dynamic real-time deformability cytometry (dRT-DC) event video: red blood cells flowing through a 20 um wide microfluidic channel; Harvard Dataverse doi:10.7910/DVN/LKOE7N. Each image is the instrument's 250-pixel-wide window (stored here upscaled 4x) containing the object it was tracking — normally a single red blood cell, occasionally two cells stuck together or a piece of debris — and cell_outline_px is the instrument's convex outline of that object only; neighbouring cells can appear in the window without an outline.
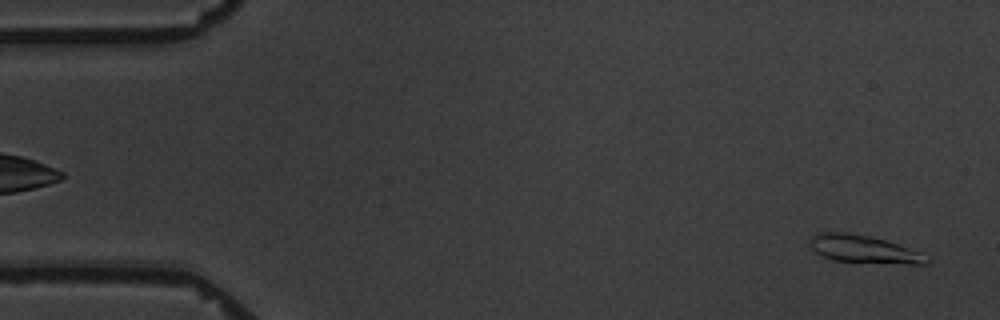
{"species": "common noctule bat (a hibernating species)", "species_latin": "Nyctalus noctula", "temperature_condition": "warm", "stored_images_in_passage": 5, "segment_of_instrument_passage": [2, 2], "camera_frame_rate_fps": 3000, "um_per_image_px": 0.085, "animal": {"sex": "male", "body_mass_g": 19.5, "forearm_length_mm": 54.6}, "frame": {"image": 1, "passage_image": 5, "time_ms": 4.667, "image_size_px": [1000, 320], "cell_outline_px": [[932, 260], [928, 264], [912, 264], [832, 260], [816, 252], [812, 248], [808, 240], [812, 236], [820, 232], [848, 232], [872, 236], [920, 252]], "centroid_in_image_um": [73.41, 21.17], "position_along_channel_um": 11.6, "area_um2": 18.67}}